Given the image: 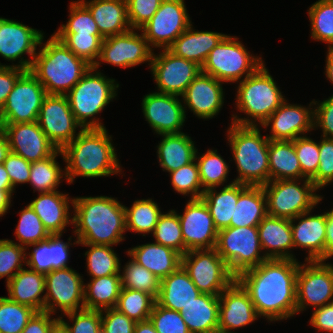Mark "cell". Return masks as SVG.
<instances>
[{
  "label": "cell",
  "mask_w": 333,
  "mask_h": 333,
  "mask_svg": "<svg viewBox=\"0 0 333 333\" xmlns=\"http://www.w3.org/2000/svg\"><path fill=\"white\" fill-rule=\"evenodd\" d=\"M299 264L300 261L292 259H267L236 277L249 293L260 318L276 322L297 314Z\"/></svg>",
  "instance_id": "6da1fadb"
},
{
  "label": "cell",
  "mask_w": 333,
  "mask_h": 333,
  "mask_svg": "<svg viewBox=\"0 0 333 333\" xmlns=\"http://www.w3.org/2000/svg\"><path fill=\"white\" fill-rule=\"evenodd\" d=\"M73 198L72 227L79 243L116 246L125 240V205L117 198L102 195Z\"/></svg>",
  "instance_id": "7a4b0ae2"
},
{
  "label": "cell",
  "mask_w": 333,
  "mask_h": 333,
  "mask_svg": "<svg viewBox=\"0 0 333 333\" xmlns=\"http://www.w3.org/2000/svg\"><path fill=\"white\" fill-rule=\"evenodd\" d=\"M61 151L68 184H73L76 177L99 178L122 174L112 135L106 127L80 130Z\"/></svg>",
  "instance_id": "3957f363"
},
{
  "label": "cell",
  "mask_w": 333,
  "mask_h": 333,
  "mask_svg": "<svg viewBox=\"0 0 333 333\" xmlns=\"http://www.w3.org/2000/svg\"><path fill=\"white\" fill-rule=\"evenodd\" d=\"M44 37L29 71L48 95H66L91 65L73 53L54 34L45 43Z\"/></svg>",
  "instance_id": "277c9868"
},
{
  "label": "cell",
  "mask_w": 333,
  "mask_h": 333,
  "mask_svg": "<svg viewBox=\"0 0 333 333\" xmlns=\"http://www.w3.org/2000/svg\"><path fill=\"white\" fill-rule=\"evenodd\" d=\"M229 126L226 136L238 173L233 180L249 186L267 184L270 181L268 137L261 134V127L232 123Z\"/></svg>",
  "instance_id": "5b68a950"
},
{
  "label": "cell",
  "mask_w": 333,
  "mask_h": 333,
  "mask_svg": "<svg viewBox=\"0 0 333 333\" xmlns=\"http://www.w3.org/2000/svg\"><path fill=\"white\" fill-rule=\"evenodd\" d=\"M237 87L234 104L236 110L246 116L232 114L231 123L235 125L260 127L286 100L265 63L241 80Z\"/></svg>",
  "instance_id": "8992f818"
},
{
  "label": "cell",
  "mask_w": 333,
  "mask_h": 333,
  "mask_svg": "<svg viewBox=\"0 0 333 333\" xmlns=\"http://www.w3.org/2000/svg\"><path fill=\"white\" fill-rule=\"evenodd\" d=\"M119 84L91 66L66 94L75 120L83 128H105L96 115L116 99Z\"/></svg>",
  "instance_id": "52a82bcc"
},
{
  "label": "cell",
  "mask_w": 333,
  "mask_h": 333,
  "mask_svg": "<svg viewBox=\"0 0 333 333\" xmlns=\"http://www.w3.org/2000/svg\"><path fill=\"white\" fill-rule=\"evenodd\" d=\"M239 38L226 35L208 54L201 71L220 82L239 83L263 63L261 56L248 51ZM242 78V79H241Z\"/></svg>",
  "instance_id": "ba28073f"
},
{
  "label": "cell",
  "mask_w": 333,
  "mask_h": 333,
  "mask_svg": "<svg viewBox=\"0 0 333 333\" xmlns=\"http://www.w3.org/2000/svg\"><path fill=\"white\" fill-rule=\"evenodd\" d=\"M262 187L267 199V214L273 217L294 219L313 210L323 200V195L317 193L318 189L307 178L269 181Z\"/></svg>",
  "instance_id": "9c48e42d"
},
{
  "label": "cell",
  "mask_w": 333,
  "mask_h": 333,
  "mask_svg": "<svg viewBox=\"0 0 333 333\" xmlns=\"http://www.w3.org/2000/svg\"><path fill=\"white\" fill-rule=\"evenodd\" d=\"M215 249L236 277L267 260L257 226L227 227L219 230Z\"/></svg>",
  "instance_id": "30bf717a"
},
{
  "label": "cell",
  "mask_w": 333,
  "mask_h": 333,
  "mask_svg": "<svg viewBox=\"0 0 333 333\" xmlns=\"http://www.w3.org/2000/svg\"><path fill=\"white\" fill-rule=\"evenodd\" d=\"M182 266L201 293L219 296L236 280L215 248L187 251Z\"/></svg>",
  "instance_id": "8fae6325"
},
{
  "label": "cell",
  "mask_w": 333,
  "mask_h": 333,
  "mask_svg": "<svg viewBox=\"0 0 333 333\" xmlns=\"http://www.w3.org/2000/svg\"><path fill=\"white\" fill-rule=\"evenodd\" d=\"M304 261L297 274V314L310 306L316 309L329 304L333 297V264L326 260Z\"/></svg>",
  "instance_id": "7c38bea8"
},
{
  "label": "cell",
  "mask_w": 333,
  "mask_h": 333,
  "mask_svg": "<svg viewBox=\"0 0 333 333\" xmlns=\"http://www.w3.org/2000/svg\"><path fill=\"white\" fill-rule=\"evenodd\" d=\"M83 276L72 267L45 274V312L61 315L85 309Z\"/></svg>",
  "instance_id": "4fadbf2b"
},
{
  "label": "cell",
  "mask_w": 333,
  "mask_h": 333,
  "mask_svg": "<svg viewBox=\"0 0 333 333\" xmlns=\"http://www.w3.org/2000/svg\"><path fill=\"white\" fill-rule=\"evenodd\" d=\"M184 2L162 0L157 12L139 29L153 50L168 49L192 23Z\"/></svg>",
  "instance_id": "5bb4252c"
},
{
  "label": "cell",
  "mask_w": 333,
  "mask_h": 333,
  "mask_svg": "<svg viewBox=\"0 0 333 333\" xmlns=\"http://www.w3.org/2000/svg\"><path fill=\"white\" fill-rule=\"evenodd\" d=\"M47 95L37 78L30 71H25L17 79L0 110V123L36 122Z\"/></svg>",
  "instance_id": "9a60e30c"
},
{
  "label": "cell",
  "mask_w": 333,
  "mask_h": 333,
  "mask_svg": "<svg viewBox=\"0 0 333 333\" xmlns=\"http://www.w3.org/2000/svg\"><path fill=\"white\" fill-rule=\"evenodd\" d=\"M139 31L131 29L122 34L105 37L98 62L94 67L99 70L101 63H106L124 69L148 63L150 68L154 50Z\"/></svg>",
  "instance_id": "2e32d148"
},
{
  "label": "cell",
  "mask_w": 333,
  "mask_h": 333,
  "mask_svg": "<svg viewBox=\"0 0 333 333\" xmlns=\"http://www.w3.org/2000/svg\"><path fill=\"white\" fill-rule=\"evenodd\" d=\"M149 69L156 83L157 92L180 97L201 72V66L197 63L176 56L169 49L153 53Z\"/></svg>",
  "instance_id": "e0dca14e"
},
{
  "label": "cell",
  "mask_w": 333,
  "mask_h": 333,
  "mask_svg": "<svg viewBox=\"0 0 333 333\" xmlns=\"http://www.w3.org/2000/svg\"><path fill=\"white\" fill-rule=\"evenodd\" d=\"M44 32L29 27L22 22L0 17V57L12 65L29 71L34 57L37 54V47L40 45ZM30 56L27 59L23 55Z\"/></svg>",
  "instance_id": "ac0fdd59"
},
{
  "label": "cell",
  "mask_w": 333,
  "mask_h": 333,
  "mask_svg": "<svg viewBox=\"0 0 333 333\" xmlns=\"http://www.w3.org/2000/svg\"><path fill=\"white\" fill-rule=\"evenodd\" d=\"M37 122L49 141L59 150L69 144L83 129L75 120L66 95H47L40 108Z\"/></svg>",
  "instance_id": "d6986e66"
},
{
  "label": "cell",
  "mask_w": 333,
  "mask_h": 333,
  "mask_svg": "<svg viewBox=\"0 0 333 333\" xmlns=\"http://www.w3.org/2000/svg\"><path fill=\"white\" fill-rule=\"evenodd\" d=\"M141 106L144 118L157 136L182 133L187 119L182 97L155 91L143 96Z\"/></svg>",
  "instance_id": "ffe728a7"
},
{
  "label": "cell",
  "mask_w": 333,
  "mask_h": 333,
  "mask_svg": "<svg viewBox=\"0 0 333 333\" xmlns=\"http://www.w3.org/2000/svg\"><path fill=\"white\" fill-rule=\"evenodd\" d=\"M314 100L308 107L291 104L287 99L260 126L270 129L266 134L269 140H295L314 130ZM307 133V134H306Z\"/></svg>",
  "instance_id": "44dd1931"
},
{
  "label": "cell",
  "mask_w": 333,
  "mask_h": 333,
  "mask_svg": "<svg viewBox=\"0 0 333 333\" xmlns=\"http://www.w3.org/2000/svg\"><path fill=\"white\" fill-rule=\"evenodd\" d=\"M185 248L212 249L216 246L218 230L202 199H189L183 214L178 213Z\"/></svg>",
  "instance_id": "7402d4cb"
},
{
  "label": "cell",
  "mask_w": 333,
  "mask_h": 333,
  "mask_svg": "<svg viewBox=\"0 0 333 333\" xmlns=\"http://www.w3.org/2000/svg\"><path fill=\"white\" fill-rule=\"evenodd\" d=\"M223 84L201 71L181 96L185 115L188 108L199 119L208 120L217 116L224 105Z\"/></svg>",
  "instance_id": "603a6c76"
},
{
  "label": "cell",
  "mask_w": 333,
  "mask_h": 333,
  "mask_svg": "<svg viewBox=\"0 0 333 333\" xmlns=\"http://www.w3.org/2000/svg\"><path fill=\"white\" fill-rule=\"evenodd\" d=\"M6 134L10 152L22 156L29 162L50 157L57 148L49 141L38 122L0 123Z\"/></svg>",
  "instance_id": "cb8c5ba5"
},
{
  "label": "cell",
  "mask_w": 333,
  "mask_h": 333,
  "mask_svg": "<svg viewBox=\"0 0 333 333\" xmlns=\"http://www.w3.org/2000/svg\"><path fill=\"white\" fill-rule=\"evenodd\" d=\"M258 318L249 293L237 280L219 295V330L234 333Z\"/></svg>",
  "instance_id": "d4e9b609"
},
{
  "label": "cell",
  "mask_w": 333,
  "mask_h": 333,
  "mask_svg": "<svg viewBox=\"0 0 333 333\" xmlns=\"http://www.w3.org/2000/svg\"><path fill=\"white\" fill-rule=\"evenodd\" d=\"M312 212L314 209L291 219L294 248L307 251L305 260H325L327 212Z\"/></svg>",
  "instance_id": "484cf974"
},
{
  "label": "cell",
  "mask_w": 333,
  "mask_h": 333,
  "mask_svg": "<svg viewBox=\"0 0 333 333\" xmlns=\"http://www.w3.org/2000/svg\"><path fill=\"white\" fill-rule=\"evenodd\" d=\"M63 234H50V236L36 244L26 247H34L31 252H26V266L34 271L47 274L54 269L69 267L70 247L79 244L77 238H68V242L61 240Z\"/></svg>",
  "instance_id": "4316f807"
},
{
  "label": "cell",
  "mask_w": 333,
  "mask_h": 333,
  "mask_svg": "<svg viewBox=\"0 0 333 333\" xmlns=\"http://www.w3.org/2000/svg\"><path fill=\"white\" fill-rule=\"evenodd\" d=\"M73 200L69 194L57 190L38 193L37 198L31 200L29 205L49 234H64L67 231L66 227L72 224L73 215L72 211H69Z\"/></svg>",
  "instance_id": "83f0119b"
},
{
  "label": "cell",
  "mask_w": 333,
  "mask_h": 333,
  "mask_svg": "<svg viewBox=\"0 0 333 333\" xmlns=\"http://www.w3.org/2000/svg\"><path fill=\"white\" fill-rule=\"evenodd\" d=\"M259 239L267 259H292L295 254L291 220L266 215L257 226Z\"/></svg>",
  "instance_id": "f1b7e54d"
},
{
  "label": "cell",
  "mask_w": 333,
  "mask_h": 333,
  "mask_svg": "<svg viewBox=\"0 0 333 333\" xmlns=\"http://www.w3.org/2000/svg\"><path fill=\"white\" fill-rule=\"evenodd\" d=\"M137 264L145 267L162 280L182 265V255L158 243L136 245L126 251Z\"/></svg>",
  "instance_id": "f546056e"
},
{
  "label": "cell",
  "mask_w": 333,
  "mask_h": 333,
  "mask_svg": "<svg viewBox=\"0 0 333 333\" xmlns=\"http://www.w3.org/2000/svg\"><path fill=\"white\" fill-rule=\"evenodd\" d=\"M8 298L37 312L45 311V274L26 266L6 284Z\"/></svg>",
  "instance_id": "4dcf8cb0"
},
{
  "label": "cell",
  "mask_w": 333,
  "mask_h": 333,
  "mask_svg": "<svg viewBox=\"0 0 333 333\" xmlns=\"http://www.w3.org/2000/svg\"><path fill=\"white\" fill-rule=\"evenodd\" d=\"M90 11L105 38L131 30L126 0H80Z\"/></svg>",
  "instance_id": "1f68e13d"
},
{
  "label": "cell",
  "mask_w": 333,
  "mask_h": 333,
  "mask_svg": "<svg viewBox=\"0 0 333 333\" xmlns=\"http://www.w3.org/2000/svg\"><path fill=\"white\" fill-rule=\"evenodd\" d=\"M200 294L201 292L181 265L169 276L160 280L156 303L166 309L180 312L182 308L194 301Z\"/></svg>",
  "instance_id": "d6a6232c"
},
{
  "label": "cell",
  "mask_w": 333,
  "mask_h": 333,
  "mask_svg": "<svg viewBox=\"0 0 333 333\" xmlns=\"http://www.w3.org/2000/svg\"><path fill=\"white\" fill-rule=\"evenodd\" d=\"M193 24L168 48L172 53L202 67L210 51L227 35L214 31H195Z\"/></svg>",
  "instance_id": "836d02e7"
},
{
  "label": "cell",
  "mask_w": 333,
  "mask_h": 333,
  "mask_svg": "<svg viewBox=\"0 0 333 333\" xmlns=\"http://www.w3.org/2000/svg\"><path fill=\"white\" fill-rule=\"evenodd\" d=\"M157 145V158L163 171L170 173L195 160V141L187 133L161 134Z\"/></svg>",
  "instance_id": "e575fe53"
},
{
  "label": "cell",
  "mask_w": 333,
  "mask_h": 333,
  "mask_svg": "<svg viewBox=\"0 0 333 333\" xmlns=\"http://www.w3.org/2000/svg\"><path fill=\"white\" fill-rule=\"evenodd\" d=\"M190 333L219 329V296L201 293L179 312Z\"/></svg>",
  "instance_id": "d590c367"
},
{
  "label": "cell",
  "mask_w": 333,
  "mask_h": 333,
  "mask_svg": "<svg viewBox=\"0 0 333 333\" xmlns=\"http://www.w3.org/2000/svg\"><path fill=\"white\" fill-rule=\"evenodd\" d=\"M266 215L267 199L263 187L239 183L238 202L230 227L258 226Z\"/></svg>",
  "instance_id": "8d00e7d4"
},
{
  "label": "cell",
  "mask_w": 333,
  "mask_h": 333,
  "mask_svg": "<svg viewBox=\"0 0 333 333\" xmlns=\"http://www.w3.org/2000/svg\"><path fill=\"white\" fill-rule=\"evenodd\" d=\"M268 160L270 181L303 179L294 140H269Z\"/></svg>",
  "instance_id": "74e56055"
},
{
  "label": "cell",
  "mask_w": 333,
  "mask_h": 333,
  "mask_svg": "<svg viewBox=\"0 0 333 333\" xmlns=\"http://www.w3.org/2000/svg\"><path fill=\"white\" fill-rule=\"evenodd\" d=\"M210 188L204 191L201 199L207 205L213 218L215 228L230 227V221H234V211L238 202L239 183L224 186L222 189Z\"/></svg>",
  "instance_id": "f35d334b"
},
{
  "label": "cell",
  "mask_w": 333,
  "mask_h": 333,
  "mask_svg": "<svg viewBox=\"0 0 333 333\" xmlns=\"http://www.w3.org/2000/svg\"><path fill=\"white\" fill-rule=\"evenodd\" d=\"M90 279L88 283H84L85 309L101 311L115 308L122 290L121 275Z\"/></svg>",
  "instance_id": "ab89813d"
},
{
  "label": "cell",
  "mask_w": 333,
  "mask_h": 333,
  "mask_svg": "<svg viewBox=\"0 0 333 333\" xmlns=\"http://www.w3.org/2000/svg\"><path fill=\"white\" fill-rule=\"evenodd\" d=\"M59 156L62 157L63 154L57 149L50 157L31 162L28 184L32 186L34 193L57 191L61 181L66 180L65 168L57 162Z\"/></svg>",
  "instance_id": "60d3db41"
},
{
  "label": "cell",
  "mask_w": 333,
  "mask_h": 333,
  "mask_svg": "<svg viewBox=\"0 0 333 333\" xmlns=\"http://www.w3.org/2000/svg\"><path fill=\"white\" fill-rule=\"evenodd\" d=\"M126 231L133 233L146 234L153 233L155 226L163 213L158 203L153 198L137 199L131 207L124 206Z\"/></svg>",
  "instance_id": "b9f144b4"
},
{
  "label": "cell",
  "mask_w": 333,
  "mask_h": 333,
  "mask_svg": "<svg viewBox=\"0 0 333 333\" xmlns=\"http://www.w3.org/2000/svg\"><path fill=\"white\" fill-rule=\"evenodd\" d=\"M198 153L197 149L195 160L198 164L200 182L204 191L210 188H219L224 186V183L229 185L235 182L233 180L227 184L230 166L226 160L218 154L217 149H208L205 153H202V155L200 153L198 155Z\"/></svg>",
  "instance_id": "7bdbcfd3"
},
{
  "label": "cell",
  "mask_w": 333,
  "mask_h": 333,
  "mask_svg": "<svg viewBox=\"0 0 333 333\" xmlns=\"http://www.w3.org/2000/svg\"><path fill=\"white\" fill-rule=\"evenodd\" d=\"M89 249L85 252L87 273L90 278L120 274L121 260L113 246L79 243Z\"/></svg>",
  "instance_id": "ee69618b"
},
{
  "label": "cell",
  "mask_w": 333,
  "mask_h": 333,
  "mask_svg": "<svg viewBox=\"0 0 333 333\" xmlns=\"http://www.w3.org/2000/svg\"><path fill=\"white\" fill-rule=\"evenodd\" d=\"M312 40L333 48V0H318L307 10Z\"/></svg>",
  "instance_id": "f6af8a7d"
},
{
  "label": "cell",
  "mask_w": 333,
  "mask_h": 333,
  "mask_svg": "<svg viewBox=\"0 0 333 333\" xmlns=\"http://www.w3.org/2000/svg\"><path fill=\"white\" fill-rule=\"evenodd\" d=\"M154 242L169 247L182 256L188 251L184 245L177 210L163 211L152 233Z\"/></svg>",
  "instance_id": "bcb514c9"
},
{
  "label": "cell",
  "mask_w": 333,
  "mask_h": 333,
  "mask_svg": "<svg viewBox=\"0 0 333 333\" xmlns=\"http://www.w3.org/2000/svg\"><path fill=\"white\" fill-rule=\"evenodd\" d=\"M156 299L147 292L122 288L116 309L135 322L149 320Z\"/></svg>",
  "instance_id": "7dc6e473"
},
{
  "label": "cell",
  "mask_w": 333,
  "mask_h": 333,
  "mask_svg": "<svg viewBox=\"0 0 333 333\" xmlns=\"http://www.w3.org/2000/svg\"><path fill=\"white\" fill-rule=\"evenodd\" d=\"M79 58L95 66L101 53L104 37L101 34L78 35V33H53Z\"/></svg>",
  "instance_id": "c3c4849f"
},
{
  "label": "cell",
  "mask_w": 333,
  "mask_h": 333,
  "mask_svg": "<svg viewBox=\"0 0 333 333\" xmlns=\"http://www.w3.org/2000/svg\"><path fill=\"white\" fill-rule=\"evenodd\" d=\"M122 268L123 270H120L122 288L144 291L157 298L160 289L159 278L132 259Z\"/></svg>",
  "instance_id": "681fc988"
},
{
  "label": "cell",
  "mask_w": 333,
  "mask_h": 333,
  "mask_svg": "<svg viewBox=\"0 0 333 333\" xmlns=\"http://www.w3.org/2000/svg\"><path fill=\"white\" fill-rule=\"evenodd\" d=\"M37 311L33 308L0 297V333H21Z\"/></svg>",
  "instance_id": "f907efd6"
},
{
  "label": "cell",
  "mask_w": 333,
  "mask_h": 333,
  "mask_svg": "<svg viewBox=\"0 0 333 333\" xmlns=\"http://www.w3.org/2000/svg\"><path fill=\"white\" fill-rule=\"evenodd\" d=\"M19 221L16 225L14 235L20 246L28 247L40 241L46 240L50 234L45 229L42 221L29 204L18 212Z\"/></svg>",
  "instance_id": "816d5d0a"
},
{
  "label": "cell",
  "mask_w": 333,
  "mask_h": 333,
  "mask_svg": "<svg viewBox=\"0 0 333 333\" xmlns=\"http://www.w3.org/2000/svg\"><path fill=\"white\" fill-rule=\"evenodd\" d=\"M169 174L170 183L175 192L183 196H190L189 199H201L204 190L200 182L199 168L196 160Z\"/></svg>",
  "instance_id": "f5cc1de1"
},
{
  "label": "cell",
  "mask_w": 333,
  "mask_h": 333,
  "mask_svg": "<svg viewBox=\"0 0 333 333\" xmlns=\"http://www.w3.org/2000/svg\"><path fill=\"white\" fill-rule=\"evenodd\" d=\"M69 18L54 33H78V35L100 34L89 9L80 1L69 3Z\"/></svg>",
  "instance_id": "db71d44e"
},
{
  "label": "cell",
  "mask_w": 333,
  "mask_h": 333,
  "mask_svg": "<svg viewBox=\"0 0 333 333\" xmlns=\"http://www.w3.org/2000/svg\"><path fill=\"white\" fill-rule=\"evenodd\" d=\"M17 243L0 239V279L6 277V284L26 266V248Z\"/></svg>",
  "instance_id": "11a10c76"
},
{
  "label": "cell",
  "mask_w": 333,
  "mask_h": 333,
  "mask_svg": "<svg viewBox=\"0 0 333 333\" xmlns=\"http://www.w3.org/2000/svg\"><path fill=\"white\" fill-rule=\"evenodd\" d=\"M64 316L69 319L70 323L63 319ZM59 322L69 333H101V313L99 310L82 309L68 312L59 316Z\"/></svg>",
  "instance_id": "9f6ffc18"
},
{
  "label": "cell",
  "mask_w": 333,
  "mask_h": 333,
  "mask_svg": "<svg viewBox=\"0 0 333 333\" xmlns=\"http://www.w3.org/2000/svg\"><path fill=\"white\" fill-rule=\"evenodd\" d=\"M294 148L302 174L311 179L319 167V142H315L310 136H301L294 140Z\"/></svg>",
  "instance_id": "6f0895ef"
},
{
  "label": "cell",
  "mask_w": 333,
  "mask_h": 333,
  "mask_svg": "<svg viewBox=\"0 0 333 333\" xmlns=\"http://www.w3.org/2000/svg\"><path fill=\"white\" fill-rule=\"evenodd\" d=\"M149 320L158 333H190L179 312L166 309L156 302Z\"/></svg>",
  "instance_id": "680465c9"
},
{
  "label": "cell",
  "mask_w": 333,
  "mask_h": 333,
  "mask_svg": "<svg viewBox=\"0 0 333 333\" xmlns=\"http://www.w3.org/2000/svg\"><path fill=\"white\" fill-rule=\"evenodd\" d=\"M319 167L310 179L318 190L333 182V138L322 137L319 141Z\"/></svg>",
  "instance_id": "91938a15"
},
{
  "label": "cell",
  "mask_w": 333,
  "mask_h": 333,
  "mask_svg": "<svg viewBox=\"0 0 333 333\" xmlns=\"http://www.w3.org/2000/svg\"><path fill=\"white\" fill-rule=\"evenodd\" d=\"M128 20L132 29H140L157 12L162 0H126Z\"/></svg>",
  "instance_id": "94428289"
},
{
  "label": "cell",
  "mask_w": 333,
  "mask_h": 333,
  "mask_svg": "<svg viewBox=\"0 0 333 333\" xmlns=\"http://www.w3.org/2000/svg\"><path fill=\"white\" fill-rule=\"evenodd\" d=\"M101 333H134L136 322L116 308L100 311Z\"/></svg>",
  "instance_id": "6125c7cd"
},
{
  "label": "cell",
  "mask_w": 333,
  "mask_h": 333,
  "mask_svg": "<svg viewBox=\"0 0 333 333\" xmlns=\"http://www.w3.org/2000/svg\"><path fill=\"white\" fill-rule=\"evenodd\" d=\"M313 128H319L322 137L333 138V94L323 101L314 100Z\"/></svg>",
  "instance_id": "be15d7a7"
},
{
  "label": "cell",
  "mask_w": 333,
  "mask_h": 333,
  "mask_svg": "<svg viewBox=\"0 0 333 333\" xmlns=\"http://www.w3.org/2000/svg\"><path fill=\"white\" fill-rule=\"evenodd\" d=\"M3 165L8 172L14 189L18 184H28L31 162L27 161L22 156L10 152L3 162Z\"/></svg>",
  "instance_id": "e7e4bbea"
},
{
  "label": "cell",
  "mask_w": 333,
  "mask_h": 333,
  "mask_svg": "<svg viewBox=\"0 0 333 333\" xmlns=\"http://www.w3.org/2000/svg\"><path fill=\"white\" fill-rule=\"evenodd\" d=\"M25 72L14 66H0V110L3 108L9 93L13 90L17 79Z\"/></svg>",
  "instance_id": "03108f58"
},
{
  "label": "cell",
  "mask_w": 333,
  "mask_h": 333,
  "mask_svg": "<svg viewBox=\"0 0 333 333\" xmlns=\"http://www.w3.org/2000/svg\"><path fill=\"white\" fill-rule=\"evenodd\" d=\"M52 316L53 314L45 311L36 312L21 333H50L51 329L59 321V315L57 318Z\"/></svg>",
  "instance_id": "003e7915"
},
{
  "label": "cell",
  "mask_w": 333,
  "mask_h": 333,
  "mask_svg": "<svg viewBox=\"0 0 333 333\" xmlns=\"http://www.w3.org/2000/svg\"><path fill=\"white\" fill-rule=\"evenodd\" d=\"M309 324L317 331L333 333V308L329 304L313 309Z\"/></svg>",
  "instance_id": "a7ac6f4b"
},
{
  "label": "cell",
  "mask_w": 333,
  "mask_h": 333,
  "mask_svg": "<svg viewBox=\"0 0 333 333\" xmlns=\"http://www.w3.org/2000/svg\"><path fill=\"white\" fill-rule=\"evenodd\" d=\"M333 257V208L327 210L325 260Z\"/></svg>",
  "instance_id": "89a4df30"
},
{
  "label": "cell",
  "mask_w": 333,
  "mask_h": 333,
  "mask_svg": "<svg viewBox=\"0 0 333 333\" xmlns=\"http://www.w3.org/2000/svg\"><path fill=\"white\" fill-rule=\"evenodd\" d=\"M15 190H3L0 189V218L8 213L11 207V199H13V194Z\"/></svg>",
  "instance_id": "2644e50d"
},
{
  "label": "cell",
  "mask_w": 333,
  "mask_h": 333,
  "mask_svg": "<svg viewBox=\"0 0 333 333\" xmlns=\"http://www.w3.org/2000/svg\"><path fill=\"white\" fill-rule=\"evenodd\" d=\"M327 55H326V64H325V76L329 80L330 83L333 85V48H327Z\"/></svg>",
  "instance_id": "8c879c8a"
},
{
  "label": "cell",
  "mask_w": 333,
  "mask_h": 333,
  "mask_svg": "<svg viewBox=\"0 0 333 333\" xmlns=\"http://www.w3.org/2000/svg\"><path fill=\"white\" fill-rule=\"evenodd\" d=\"M9 153H10V147L8 144L6 134L0 127V164H3Z\"/></svg>",
  "instance_id": "753ad0ef"
},
{
  "label": "cell",
  "mask_w": 333,
  "mask_h": 333,
  "mask_svg": "<svg viewBox=\"0 0 333 333\" xmlns=\"http://www.w3.org/2000/svg\"><path fill=\"white\" fill-rule=\"evenodd\" d=\"M0 189L16 190L12 187V183L9 178L8 172L6 171L3 164H0Z\"/></svg>",
  "instance_id": "34e18365"
},
{
  "label": "cell",
  "mask_w": 333,
  "mask_h": 333,
  "mask_svg": "<svg viewBox=\"0 0 333 333\" xmlns=\"http://www.w3.org/2000/svg\"><path fill=\"white\" fill-rule=\"evenodd\" d=\"M134 333H158L150 320L143 322H136L134 327Z\"/></svg>",
  "instance_id": "11e5206c"
},
{
  "label": "cell",
  "mask_w": 333,
  "mask_h": 333,
  "mask_svg": "<svg viewBox=\"0 0 333 333\" xmlns=\"http://www.w3.org/2000/svg\"><path fill=\"white\" fill-rule=\"evenodd\" d=\"M50 333H69L68 330L58 321L51 329Z\"/></svg>",
  "instance_id": "2a66077c"
},
{
  "label": "cell",
  "mask_w": 333,
  "mask_h": 333,
  "mask_svg": "<svg viewBox=\"0 0 333 333\" xmlns=\"http://www.w3.org/2000/svg\"><path fill=\"white\" fill-rule=\"evenodd\" d=\"M211 333H233V332H226V331H222V330H215V331H212ZM236 333V332H234Z\"/></svg>",
  "instance_id": "b9fcfbb0"
},
{
  "label": "cell",
  "mask_w": 333,
  "mask_h": 333,
  "mask_svg": "<svg viewBox=\"0 0 333 333\" xmlns=\"http://www.w3.org/2000/svg\"><path fill=\"white\" fill-rule=\"evenodd\" d=\"M330 305H331L332 308H333V297H332V299H331V301H330Z\"/></svg>",
  "instance_id": "09005b40"
},
{
  "label": "cell",
  "mask_w": 333,
  "mask_h": 333,
  "mask_svg": "<svg viewBox=\"0 0 333 333\" xmlns=\"http://www.w3.org/2000/svg\"><path fill=\"white\" fill-rule=\"evenodd\" d=\"M0 66H8V65H6V64L4 65L3 63L0 62Z\"/></svg>",
  "instance_id": "979ff035"
}]
</instances>
